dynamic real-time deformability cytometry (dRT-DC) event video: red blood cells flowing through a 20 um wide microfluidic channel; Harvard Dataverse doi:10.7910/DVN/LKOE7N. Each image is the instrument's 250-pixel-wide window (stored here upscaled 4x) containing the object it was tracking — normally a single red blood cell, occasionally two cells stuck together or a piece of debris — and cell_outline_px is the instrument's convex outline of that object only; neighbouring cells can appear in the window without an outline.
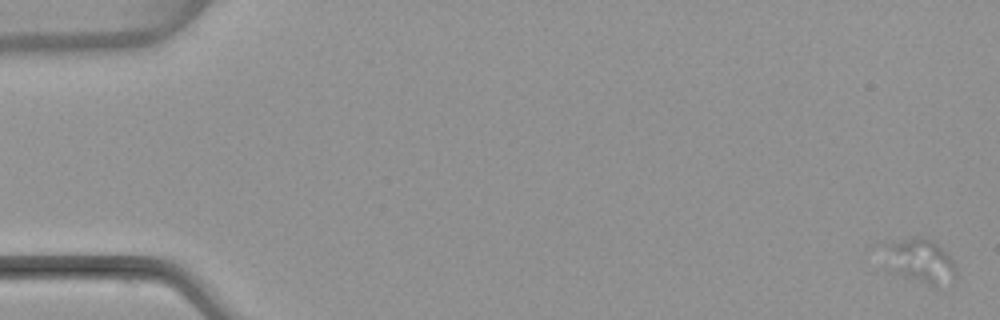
{"species": "common noctule bat (a hibernating species)", "species_latin": "Nyctalus noctula", "temperature_condition": "warm", "stored_images_in_passage": 7, "camera_frame_rate_fps": 3000, "um_per_image_px": 0.085, "animal": {"sex": "female", "body_mass_g": 22.7, "forearm_length_mm": 54.2}, "frame": {"image": 1, "passage_image": 1, "time_ms": 0.0, "image_size_px": [1000, 320], "cell_outline_px": [[956, 276], [940, 288], [936, 288], [896, 272], [888, 244], [920, 236], [932, 240], [948, 252], [956, 268]], "centroid_in_image_um": [78.46, 22.21], "position_along_channel_um": 6.5, "area_um2": 17.17}}
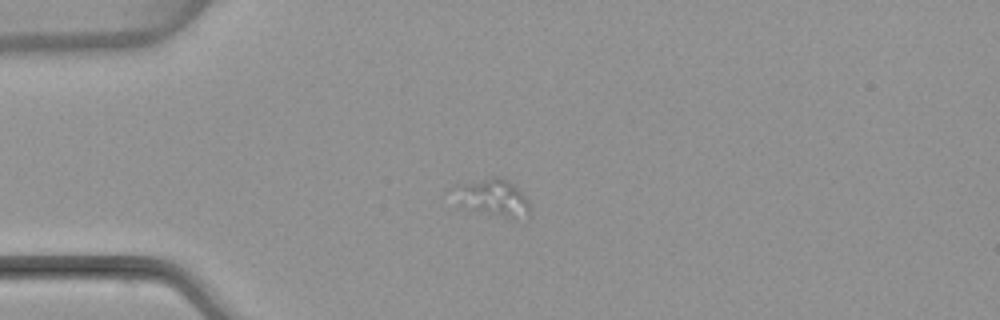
{"frame": {"image": 2, "passage_image": 3, "time_ms": 4.333, "image_size_px": [1000, 320], "cell_outline_px": [[528, 216], [516, 220], [512, 220], [468, 212], [460, 204], [452, 188], [456, 184], [492, 176], [500, 176], [512, 184], [528, 200]], "centroid_in_image_um": [41.84, 16.85], "position_along_channel_um": 43.2, "area_um2": 17.11}}